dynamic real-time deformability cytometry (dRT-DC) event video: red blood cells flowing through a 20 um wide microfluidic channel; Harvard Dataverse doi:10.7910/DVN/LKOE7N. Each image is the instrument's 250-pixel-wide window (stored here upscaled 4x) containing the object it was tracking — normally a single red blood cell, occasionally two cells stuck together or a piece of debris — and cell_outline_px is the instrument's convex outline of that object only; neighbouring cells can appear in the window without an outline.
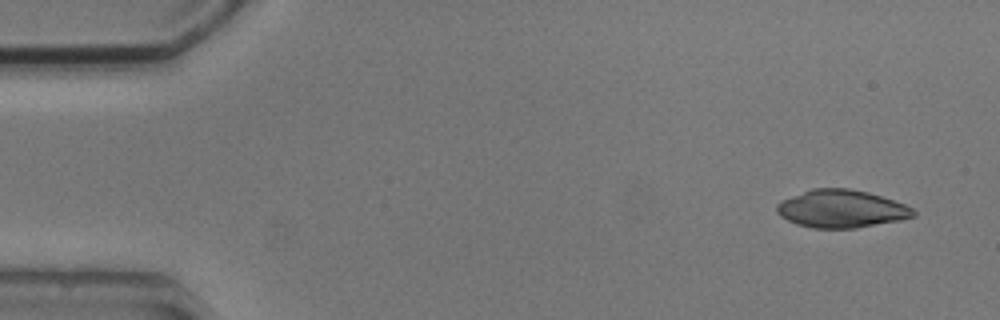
{"species": "common noctule bat (a hibernating species)", "species_latin": "Nyctalus noctula", "temperature_condition": "cold", "stored_images_in_passage": 4, "camera_frame_rate_fps": 3000, "um_per_image_px": 0.085, "animal": {"sex": "male", "body_mass_g": 20.5, "forearm_length_mm": 52.5}, "frame": {"image": 1, "passage_image": 1, "time_ms": 0.0, "image_size_px": [1000, 320], "cell_outline_px": [[916, 216], [900, 220], [856, 228], [812, 228], [796, 224], [780, 216], [776, 212], [776, 204], [792, 196], [812, 188], [848, 188], [868, 192], [904, 204], [912, 208], [916, 212]], "centroid_in_image_um": [71.51, 17.75], "position_along_channel_um": 13.5, "area_um2": 29.94}}